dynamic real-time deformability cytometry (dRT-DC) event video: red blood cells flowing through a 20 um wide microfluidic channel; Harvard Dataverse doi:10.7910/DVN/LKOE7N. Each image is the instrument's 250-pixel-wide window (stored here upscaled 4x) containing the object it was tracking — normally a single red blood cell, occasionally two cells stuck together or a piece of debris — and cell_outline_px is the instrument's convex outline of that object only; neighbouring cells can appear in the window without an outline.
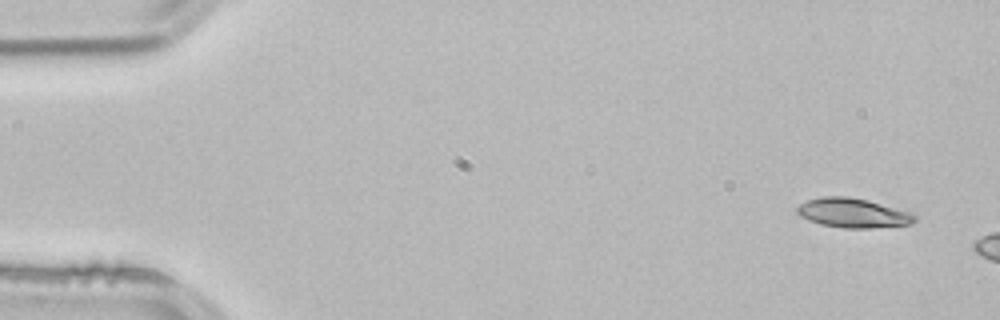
{"species": "common noctule bat (a hibernating species)", "species_latin": "Nyctalus noctula", "temperature_condition": "room temperature", "stored_images_in_passage": 2, "camera_frame_rate_fps": 3000, "um_per_image_px": 0.085, "animal": {"sex": "male", "body_mass_g": 21.5, "forearm_length_mm": 52.0}, "frame": {"image": 1, "passage_image": 1, "time_ms": 0.0, "image_size_px": [1000, 320], "cell_outline_px": [[916, 220], [912, 224], [868, 228], [844, 228], [820, 224], [808, 220], [800, 216], [796, 212], [796, 208], [800, 204], [808, 200], [820, 196], [848, 196], [868, 200], [912, 212], [916, 216]], "centroid_in_image_um": [72.5, 18.09], "position_along_channel_um": 12.5, "area_um2": 20.29}}